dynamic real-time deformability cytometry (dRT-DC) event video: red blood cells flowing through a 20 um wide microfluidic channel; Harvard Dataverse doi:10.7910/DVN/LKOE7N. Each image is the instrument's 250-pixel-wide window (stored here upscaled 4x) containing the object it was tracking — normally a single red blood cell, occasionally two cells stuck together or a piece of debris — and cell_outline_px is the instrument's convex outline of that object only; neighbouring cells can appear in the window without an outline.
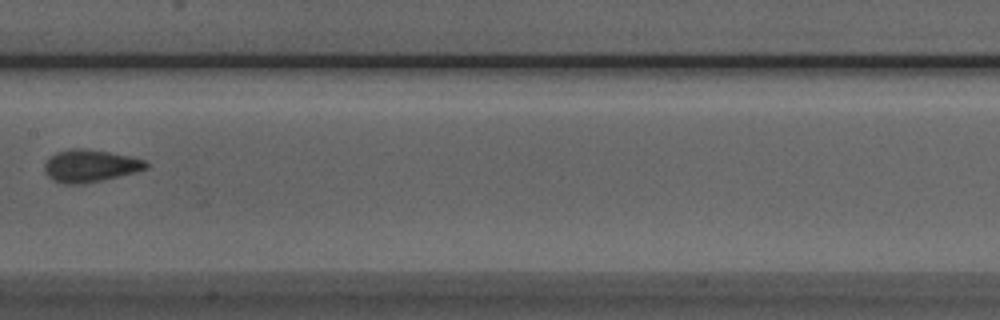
{"species": "Egyptian fruit bat (a non-hibernating species)", "species_latin": "Rousettus aegyptiacus", "temperature_condition": "room temperature", "stored_images_in_passage": 5, "camera_frame_rate_fps": 3000, "um_per_image_px": 0.085, "animal": {"sex": "male"}, "frame": {"image": 1, "passage_image": 5, "time_ms": 4.667, "image_size_px": [1000, 320], "cell_outline_px": [[148, 168], [136, 172], [104, 180], [80, 184], [64, 184], [52, 180], [44, 172], [44, 164], [56, 152], [72, 148], [84, 148], [108, 152], [128, 156], [144, 160], [148, 164]], "centroid_in_image_um": [7.65, 14.11], "position_along_channel_um": 199.8, "area_um2": 19.13}}